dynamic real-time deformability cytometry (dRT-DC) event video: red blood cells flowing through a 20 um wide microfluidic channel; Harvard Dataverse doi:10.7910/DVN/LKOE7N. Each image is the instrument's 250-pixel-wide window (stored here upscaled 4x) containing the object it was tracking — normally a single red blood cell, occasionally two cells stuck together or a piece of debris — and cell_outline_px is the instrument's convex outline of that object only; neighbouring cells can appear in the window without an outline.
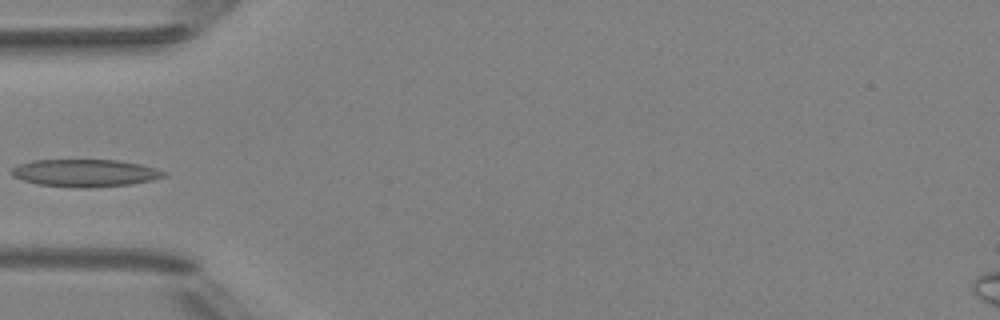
{"species": "Egyptian fruit bat (a non-hibernating species)", "species_latin": "Rousettus aegyptiacus", "temperature_condition": "room temperature", "stored_images_in_passage": 7, "camera_frame_rate_fps": 3000, "um_per_image_px": 0.085, "animal": {"sex": "female"}, "frame": {"image": 1, "passage_image": 6, "time_ms": 6.667, "image_size_px": [1000, 320], "cell_outline_px": [[168, 176], [152, 180], [132, 184], [88, 188], [72, 188], [36, 184], [12, 176], [12, 168], [20, 164], [32, 160], [116, 160], [140, 164], [156, 168], [168, 172]], "centroid_in_image_um": [7.27, 14.71], "position_along_channel_um": 77.7, "area_um2": 24.57}}
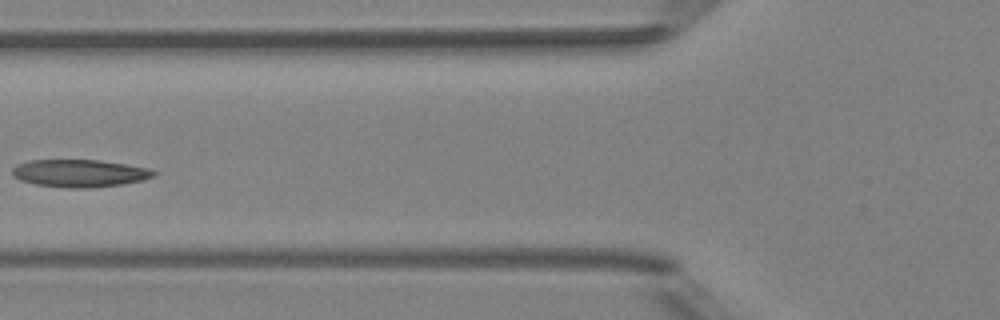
{"frame": {"image": 2, "passage_image": 7, "time_ms": 7.667, "image_size_px": [1000, 320], "cell_outline_px": [[156, 176], [144, 180], [120, 184], [88, 188], [64, 188], [36, 184], [20, 180], [12, 176], [12, 168], [16, 164], [28, 160], [100, 160], [148, 168], [156, 172]], "centroid_in_image_um": [6.73, 14.72], "position_along_channel_um": 119.1, "area_um2": 22.77}}